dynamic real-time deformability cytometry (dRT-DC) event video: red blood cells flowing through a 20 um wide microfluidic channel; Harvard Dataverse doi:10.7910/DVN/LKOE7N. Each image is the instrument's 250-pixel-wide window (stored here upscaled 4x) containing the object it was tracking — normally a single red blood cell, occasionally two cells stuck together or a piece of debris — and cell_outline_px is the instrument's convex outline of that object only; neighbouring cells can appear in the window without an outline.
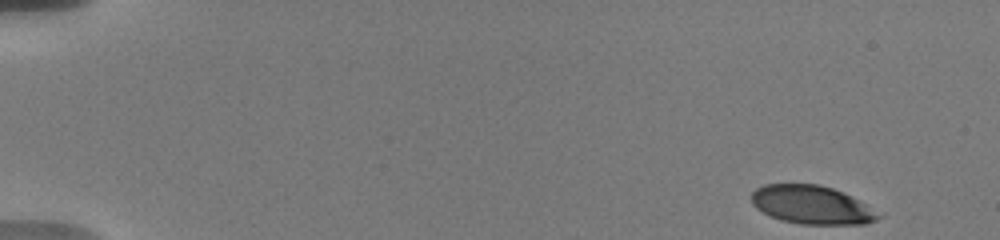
{"species": "human", "species_latin": "Homo sapiens", "temperature_condition": "warm", "stored_images_in_passage": 49, "camera_frame_rate_fps": 3000, "um_per_image_px": 0.085, "donor": {"sex": "male"}, "frame": {"image": 1, "passage_image": 1, "time_ms": 0.0, "image_size_px": [1000, 240], "cell_outline_px": [[884, 216], [876, 220], [864, 224], [800, 224], [780, 220], [756, 208], [752, 204], [752, 192], [756, 188], [764, 184], [820, 184], [844, 192], [860, 200]], "centroid_in_image_um": [69.02, 17.41], "position_along_channel_um": 16.0, "area_um2": 28.55}}
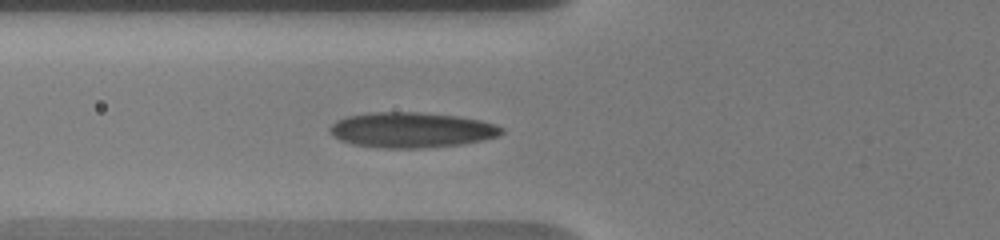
{"frame": {"image": 2, "passage_image": 23, "time_ms": 6.0, "image_size_px": [1000, 240], "cell_outline_px": [[504, 132], [500, 136], [484, 140], [460, 144], [420, 148], [380, 148], [352, 144], [340, 140], [332, 136], [328, 132], [328, 128], [336, 120], [348, 116], [368, 112], [420, 112], [456, 116], [480, 120], [496, 124], [504, 128]], "centroid_in_image_um": [34.96, 11.04], "position_along_channel_um": 90.8, "area_um2": 35.66}}
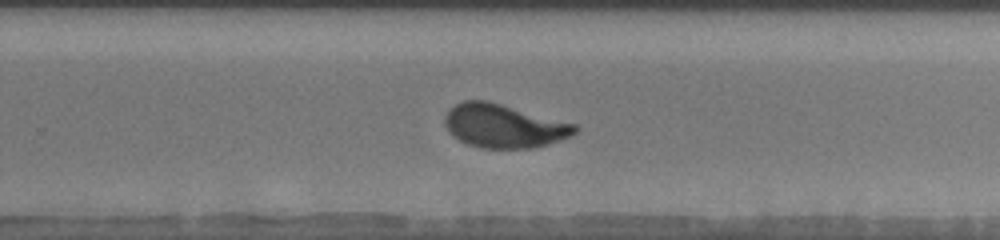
{"frame": {"image": 3, "passage_image": 34, "time_ms": 11.333, "image_size_px": [1000, 240], "cell_outline_px": [[580, 128], [572, 136], [548, 144], [532, 148], [480, 148], [468, 144], [452, 136], [448, 132], [444, 124], [444, 116], [448, 108], [464, 100], [488, 100], [576, 124]], "centroid_in_image_um": [42.81, 10.7], "position_along_channel_um": 287.0, "area_um2": 33.35}, "authors_computed_cell_mechanics": {"area_um2": 31.7322, "velocity_mm_per_s": 3.6763, "shape_relaxation_time_tau1_ms": 4.2935, "shape_relaxation_time_tau2_ms": null, "deformation_change_tau1": 0.1749, "deformation_change_tau2": null}}